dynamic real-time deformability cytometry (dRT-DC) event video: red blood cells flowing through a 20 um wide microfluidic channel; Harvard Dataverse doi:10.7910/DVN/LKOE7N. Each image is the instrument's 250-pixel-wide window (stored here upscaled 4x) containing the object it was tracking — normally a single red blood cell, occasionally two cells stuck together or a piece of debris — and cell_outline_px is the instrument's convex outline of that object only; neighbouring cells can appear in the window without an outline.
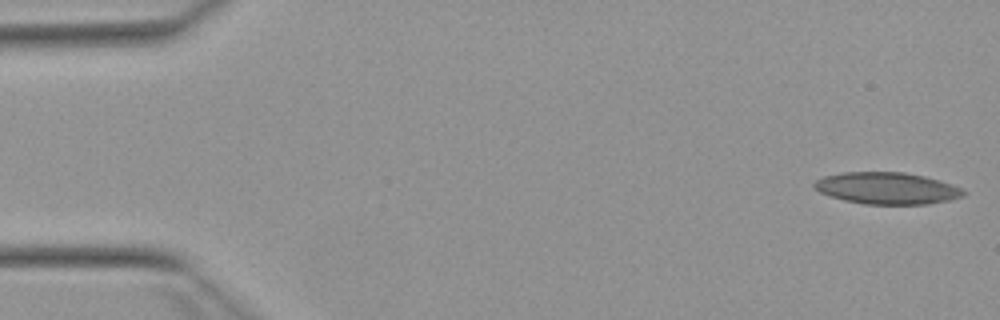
{"species": "Egyptian fruit bat (a non-hibernating species)", "species_latin": "Rousettus aegyptiacus", "temperature_condition": "warm", "stored_images_in_passage": 53, "camera_frame_rate_fps": 3000, "um_per_image_px": 0.085, "animal": {"sex": "female"}, "frame": {"image": 1, "passage_image": 1, "time_ms": 0.0, "image_size_px": [1000, 320], "cell_outline_px": [[968, 192], [964, 196], [948, 200], [928, 204], [864, 204], [844, 200], [820, 192], [812, 184], [816, 180], [824, 176], [844, 172], [904, 172], [924, 176], [940, 180], [952, 184]], "centroid_in_image_um": [75.42, 16.0], "position_along_channel_um": 9.6, "area_um2": 27.57}}
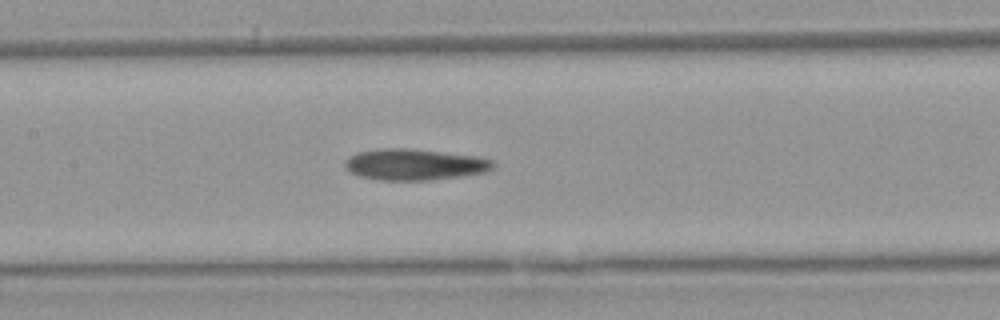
{"frame": {"image": 2, "passage_image": 24, "time_ms": 7.667, "image_size_px": [1000, 320], "cell_outline_px": [[496, 164], [492, 168], [484, 172], [432, 180], [380, 180], [360, 176], [348, 172], [344, 168], [344, 160], [360, 152], [384, 148], [412, 148], [480, 156], [492, 160]], "centroid_in_image_um": [35.24, 13.97], "position_along_channel_um": 172.2, "area_um2": 27.05}}
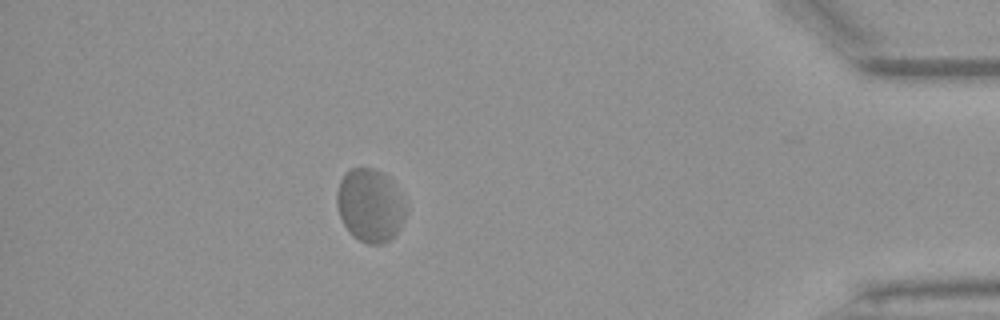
{"frame": {"image": 3, "passage_image": 46, "time_ms": 15.0, "image_size_px": [1000, 320], "cell_outline_px": [[408, 212], [400, 228], [388, 240], [380, 244], [368, 244], [352, 236], [344, 224], [340, 216], [336, 204], [336, 192], [340, 180], [344, 172], [352, 168], [372, 168], [388, 176], [408, 204]], "centroid_in_image_um": [31.47, 17.44], "position_along_channel_um": 403.7, "area_um2": 29.71}, "authors_computed_cell_mechanics": {"area_um2": 27.455, "velocity_mm_per_s": 3.8274, "shape_relaxation_time_tau1_ms": null, "shape_relaxation_time_tau2_ms": 3.9413, "deformation_change_tau1": null, "deformation_change_tau2": 0.1011}}